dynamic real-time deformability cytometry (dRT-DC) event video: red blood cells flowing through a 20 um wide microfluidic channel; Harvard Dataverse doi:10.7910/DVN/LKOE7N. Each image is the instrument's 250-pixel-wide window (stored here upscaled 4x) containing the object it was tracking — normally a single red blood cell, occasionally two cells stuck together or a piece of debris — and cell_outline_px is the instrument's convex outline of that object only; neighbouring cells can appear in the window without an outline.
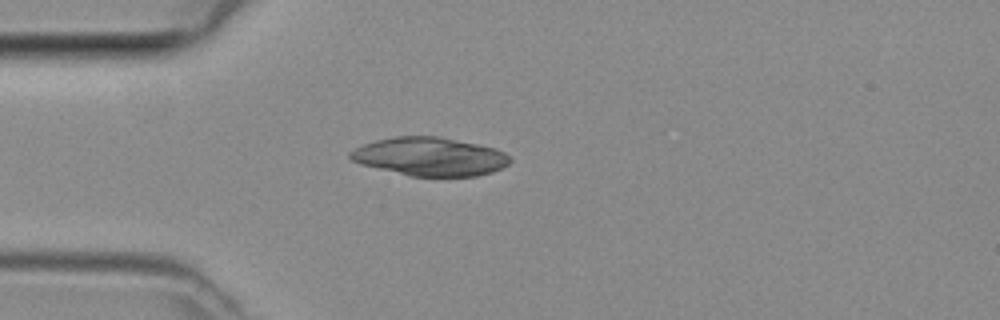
{"species": "common noctule bat (a hibernating species)", "species_latin": "Nyctalus noctula", "temperature_condition": "room temperature", "stored_images_in_passage": 1, "camera_frame_rate_fps": 3000, "um_per_image_px": 0.085, "animal": {"sex": "female", "body_mass_g": 29.2, "forearm_length_mm": 56.3}, "frame": {"image": 1, "passage_image": 1, "time_ms": 0.0, "image_size_px": [1000, 320], "cell_outline_px": [[512, 160], [508, 164], [492, 172], [476, 176], [412, 176], [360, 164], [352, 160], [348, 156], [348, 152], [364, 144], [376, 140], [396, 136], [440, 136], [496, 148], [504, 152]], "centroid_in_image_um": [36.54, 13.3], "position_along_channel_um": 48.5, "area_um2": 35.66}}